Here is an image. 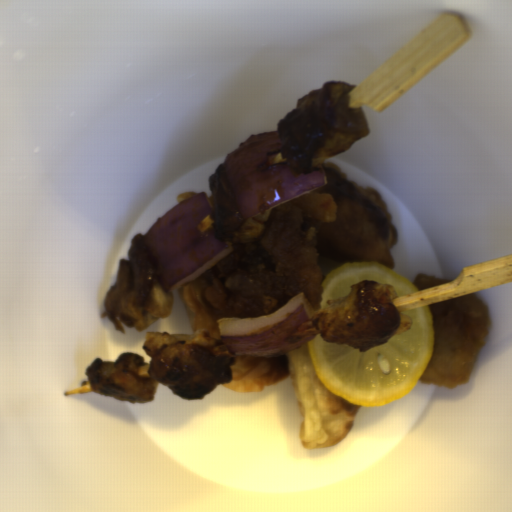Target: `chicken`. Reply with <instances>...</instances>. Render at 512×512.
I'll list each match as a JSON object with an SVG mask.
<instances>
[{"mask_svg":"<svg viewBox=\"0 0 512 512\" xmlns=\"http://www.w3.org/2000/svg\"><path fill=\"white\" fill-rule=\"evenodd\" d=\"M329 192L310 191L272 210L260 239L230 241V254L199 277L220 317L269 315L303 292L314 313L321 310L322 276L315 239L324 223L337 220Z\"/></svg>","mask_w":512,"mask_h":512,"instance_id":"obj_1","label":"chicken"},{"mask_svg":"<svg viewBox=\"0 0 512 512\" xmlns=\"http://www.w3.org/2000/svg\"><path fill=\"white\" fill-rule=\"evenodd\" d=\"M453 280L437 277L434 275L426 274V273H419L416 274L412 284L418 288V291L428 289L443 283H447Z\"/></svg>","mask_w":512,"mask_h":512,"instance_id":"obj_3","label":"chicken"},{"mask_svg":"<svg viewBox=\"0 0 512 512\" xmlns=\"http://www.w3.org/2000/svg\"><path fill=\"white\" fill-rule=\"evenodd\" d=\"M434 339L429 362L417 382L454 389L467 385L490 327V312L473 293L427 305Z\"/></svg>","mask_w":512,"mask_h":512,"instance_id":"obj_2","label":"chicken"}]
</instances>
